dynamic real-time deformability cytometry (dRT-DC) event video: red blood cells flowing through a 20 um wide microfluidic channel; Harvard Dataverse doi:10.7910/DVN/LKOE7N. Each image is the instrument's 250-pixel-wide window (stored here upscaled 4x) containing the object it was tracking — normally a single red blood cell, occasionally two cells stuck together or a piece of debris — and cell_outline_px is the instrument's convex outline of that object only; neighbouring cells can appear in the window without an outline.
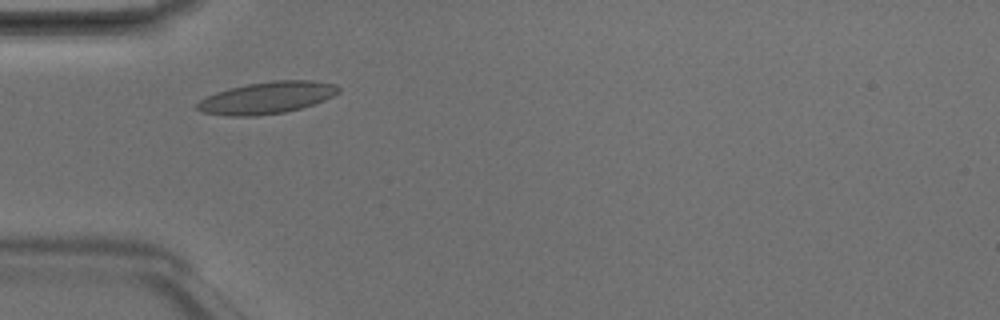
{"species": "Egyptian fruit bat (a non-hibernating species)", "species_latin": "Rousettus aegyptiacus", "temperature_condition": "room temperature", "stored_images_in_passage": 6, "camera_frame_rate_fps": 3000, "um_per_image_px": 0.085, "animal": {"sex": "male"}, "frame": {"image": 1, "passage_image": 3, "time_ms": 0.667, "image_size_px": [1000, 320], "cell_outline_px": [[340, 92], [324, 100], [300, 108], [284, 112], [256, 116], [228, 116], [200, 112], [196, 108], [196, 104], [200, 100], [216, 92], [248, 84], [276, 80], [312, 80], [336, 84], [340, 88]], "centroid_in_image_um": [22.69, 8.31], "position_along_channel_um": 62.3, "area_um2": 26.13}}